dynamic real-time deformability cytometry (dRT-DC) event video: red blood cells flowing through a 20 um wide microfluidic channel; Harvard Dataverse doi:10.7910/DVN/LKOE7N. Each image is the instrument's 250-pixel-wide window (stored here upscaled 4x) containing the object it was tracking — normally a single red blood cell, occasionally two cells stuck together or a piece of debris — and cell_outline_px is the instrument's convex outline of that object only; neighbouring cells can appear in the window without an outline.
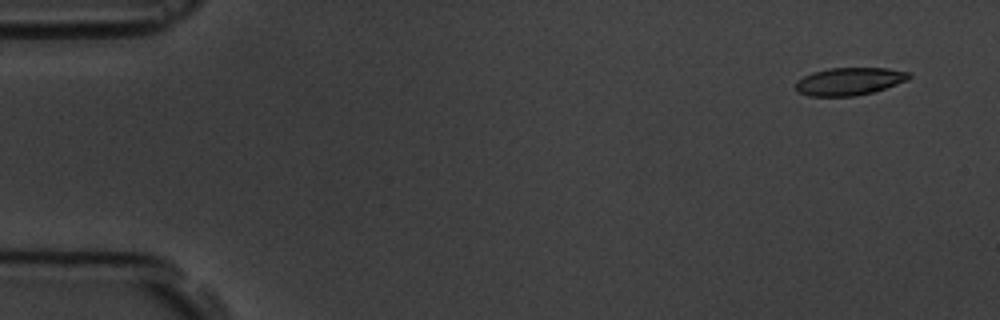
{"species": "common noctule bat (a hibernating species)", "species_latin": "Nyctalus noctula", "temperature_condition": "room temperature", "stored_images_in_passage": 5, "camera_frame_rate_fps": 3000, "um_per_image_px": 0.085, "animal": {"sex": "male", "body_mass_g": 19.5, "forearm_length_mm": 54.6}, "frame": {"image": 1, "passage_image": 1, "time_ms": 0.0, "image_size_px": [1000, 320], "cell_outline_px": [[912, 76], [908, 80], [872, 92], [852, 96], [808, 96], [796, 92], [796, 80], [812, 72], [828, 68], [888, 68], [912, 72]], "centroid_in_image_um": [72.19, 6.91], "position_along_channel_um": 12.8, "area_um2": 18.38}}
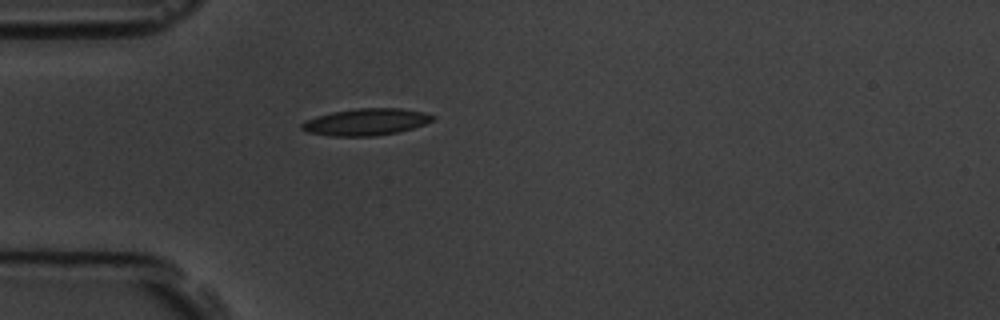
{"frame": {"image": 2, "passage_image": 5, "time_ms": 4.333, "image_size_px": [1000, 320], "cell_outline_px": [[436, 116], [432, 120], [424, 124], [412, 128], [396, 132], [376, 136], [332, 136], [308, 132], [300, 128], [300, 124], [304, 120], [316, 116], [332, 112], [356, 108], [400, 108], [424, 112]], "centroid_in_image_um": [31.08, 10.36], "position_along_channel_um": 53.9, "area_um2": 20.46}}